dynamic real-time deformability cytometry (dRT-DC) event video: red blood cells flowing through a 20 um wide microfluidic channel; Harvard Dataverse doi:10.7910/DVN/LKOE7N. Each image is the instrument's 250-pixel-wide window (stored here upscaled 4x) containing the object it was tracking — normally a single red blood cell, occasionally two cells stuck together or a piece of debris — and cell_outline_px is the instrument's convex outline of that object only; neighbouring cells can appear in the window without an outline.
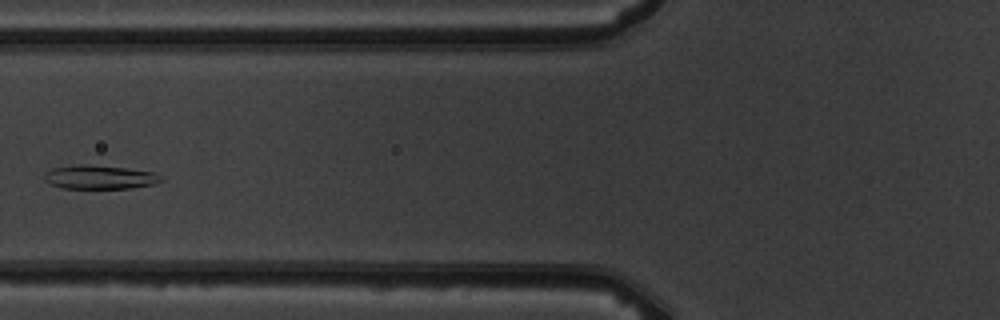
{"species": "common noctule bat (a hibernating species)", "species_latin": "Nyctalus noctula", "temperature_condition": "warm", "stored_images_in_passage": 7, "camera_frame_rate_fps": 3000, "um_per_image_px": 0.085, "animal": {"sex": "male", "body_mass_g": 19.5, "forearm_length_mm": 54.6}, "frame": {"image": 1, "passage_image": 5, "time_ms": 4.667, "image_size_px": [1000, 320], "cell_outline_px": [[164, 180], [152, 184], [128, 188], [60, 188], [48, 184], [44, 180], [44, 172], [52, 168], [76, 164], [84, 164], [124, 168], [152, 172], [164, 176]], "centroid_in_image_um": [8.41, 15.05], "position_along_channel_um": 117.4, "area_um2": 16.24}}
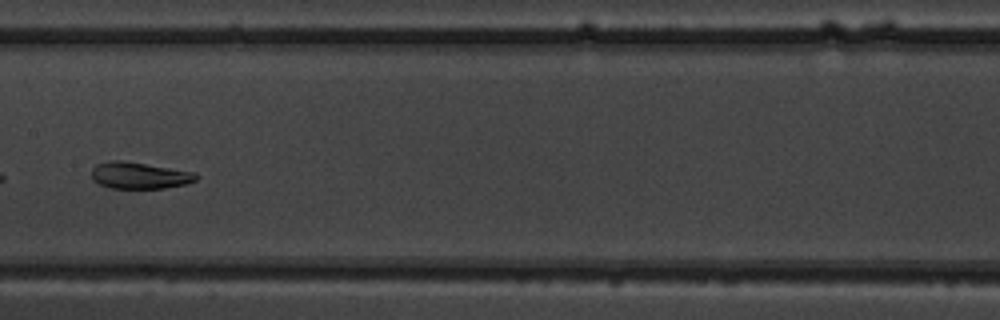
{"frame": {"image": 2, "passage_image": 7, "time_ms": 6.667, "image_size_px": [1000, 320], "cell_outline_px": [[200, 176], [196, 180], [184, 184], [164, 188], [108, 188], [92, 180], [92, 168], [96, 164], [112, 160], [120, 160], [192, 172]], "centroid_in_image_um": [11.8, 14.92], "position_along_channel_um": 195.6, "area_um2": 15.95}}